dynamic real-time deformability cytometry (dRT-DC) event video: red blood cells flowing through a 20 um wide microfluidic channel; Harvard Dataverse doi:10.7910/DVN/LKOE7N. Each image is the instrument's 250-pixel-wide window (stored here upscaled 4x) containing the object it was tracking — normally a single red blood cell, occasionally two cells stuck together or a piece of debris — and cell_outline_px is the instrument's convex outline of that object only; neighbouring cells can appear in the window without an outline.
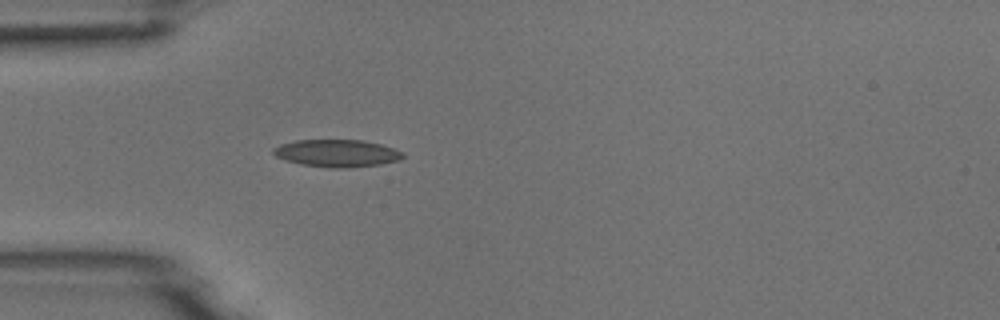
{"species": "common noctule bat (a hibernating species)", "species_latin": "Nyctalus noctula", "temperature_condition": "room temperature", "stored_images_in_passage": 39, "camera_frame_rate_fps": 3000, "um_per_image_px": 0.085, "animal": {"sex": "male", "body_mass_g": 18.8}, "frame": {"image": 1, "passage_image": 1, "time_ms": 0.0, "image_size_px": [1000, 320], "cell_outline_px": [[404, 156], [400, 160], [380, 164], [348, 168], [328, 168], [300, 164], [284, 160], [276, 156], [272, 152], [272, 148], [280, 144], [296, 140], [364, 140], [380, 144], [404, 152]], "centroid_in_image_um": [28.62, 13.03], "position_along_channel_um": 56.4, "area_um2": 20.81}}
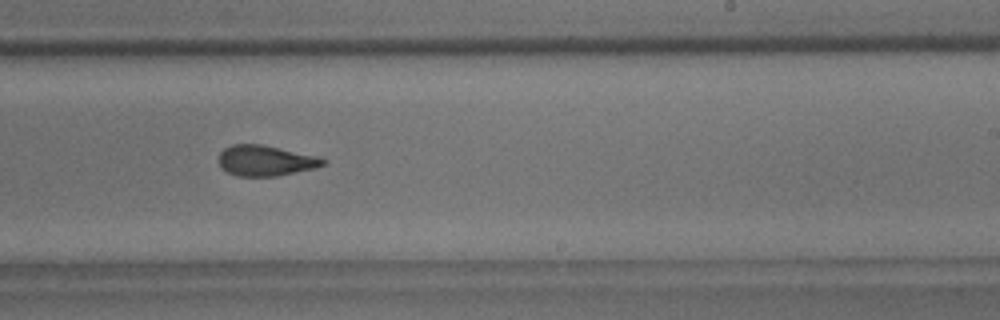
{"frame": {"image": 2, "passage_image": 18, "time_ms": 5.667, "image_size_px": [1000, 320], "cell_outline_px": [[328, 160], [324, 164], [316, 168], [276, 176], [236, 176], [220, 168], [220, 152], [224, 148], [232, 144], [260, 144], [316, 156]], "centroid_in_image_um": [22.56, 13.66], "position_along_channel_um": 266.4, "area_um2": 18.44}}
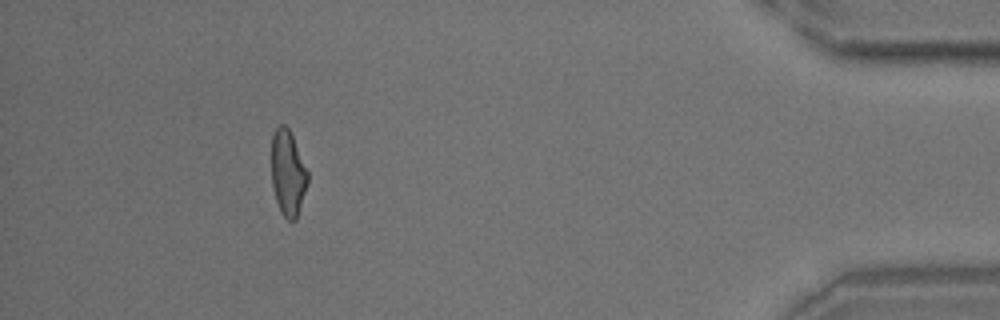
{"frame": {"image": 3, "passage_image": 34, "time_ms": 11.0, "image_size_px": [1000, 320], "cell_outline_px": [[308, 184], [296, 220], [288, 220], [280, 212], [276, 200], [272, 184], [272, 136], [276, 128], [280, 124], [284, 124], [288, 128], [292, 136], [308, 172]], "centroid_in_image_um": [24.47, 14.73], "position_along_channel_um": 410.7, "area_um2": 17.92}}